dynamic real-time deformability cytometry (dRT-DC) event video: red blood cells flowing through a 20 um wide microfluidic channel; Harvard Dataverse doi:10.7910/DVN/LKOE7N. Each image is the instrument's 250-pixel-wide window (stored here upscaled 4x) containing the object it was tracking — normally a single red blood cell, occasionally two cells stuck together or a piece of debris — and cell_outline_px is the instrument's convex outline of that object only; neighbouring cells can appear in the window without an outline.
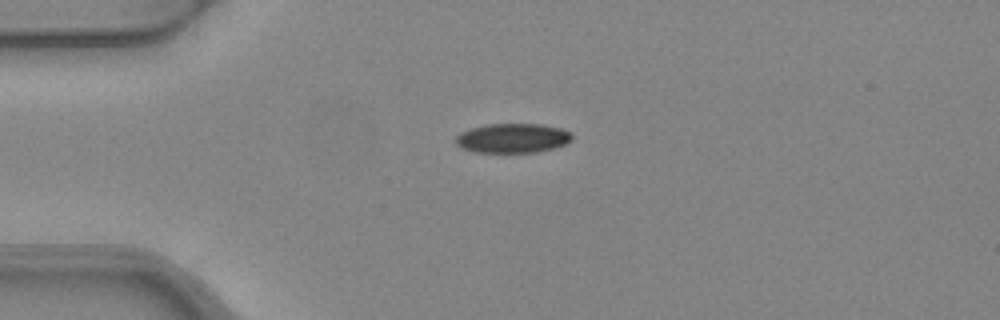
{"species": "common noctule bat (a hibernating species)", "species_latin": "Nyctalus noctula", "temperature_condition": "warm", "stored_images_in_passage": 1, "camera_frame_rate_fps": 3000, "um_per_image_px": 0.085, "animal": {"sex": "female", "body_mass_g": 24.6, "forearm_length_mm": 56.2}, "frame": {"image": 1, "passage_image": 1, "time_ms": 0.0, "image_size_px": [1000, 320], "cell_outline_px": [[572, 140], [564, 144], [552, 148], [536, 152], [476, 152], [460, 148], [456, 144], [456, 136], [460, 132], [472, 128], [488, 124], [540, 124], [560, 128], [568, 132], [572, 136]], "centroid_in_image_um": [43.53, 11.74], "position_along_channel_um": 41.5, "area_um2": 19.77}}